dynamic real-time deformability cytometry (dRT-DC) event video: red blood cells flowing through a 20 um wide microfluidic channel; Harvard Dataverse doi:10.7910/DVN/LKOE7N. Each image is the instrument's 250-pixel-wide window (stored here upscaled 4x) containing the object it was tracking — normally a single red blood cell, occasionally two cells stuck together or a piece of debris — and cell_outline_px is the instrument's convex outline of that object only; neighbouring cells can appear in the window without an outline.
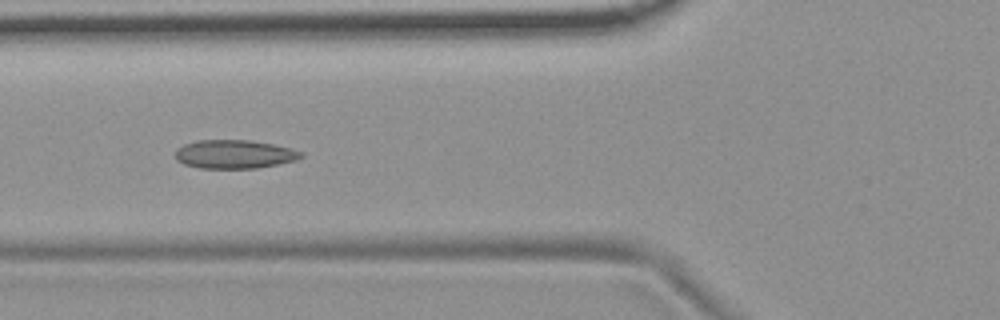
{"species": "common noctule bat (a hibernating species)", "species_latin": "Nyctalus noctula", "temperature_condition": "room temperature", "stored_images_in_passage": 17, "camera_frame_rate_fps": 3000, "um_per_image_px": 0.085, "animal": {"sex": "female", "body_mass_g": 19.9}, "frame": {"image": 1, "passage_image": 10, "time_ms": 3.0, "image_size_px": [1000, 320], "cell_outline_px": [[304, 156], [296, 160], [280, 164], [256, 168], [200, 168], [184, 164], [176, 160], [176, 148], [184, 144], [196, 140], [248, 140], [272, 144], [292, 148], [304, 152]], "centroid_in_image_um": [19.94, 13.11], "position_along_channel_um": 105.9, "area_um2": 21.1}}
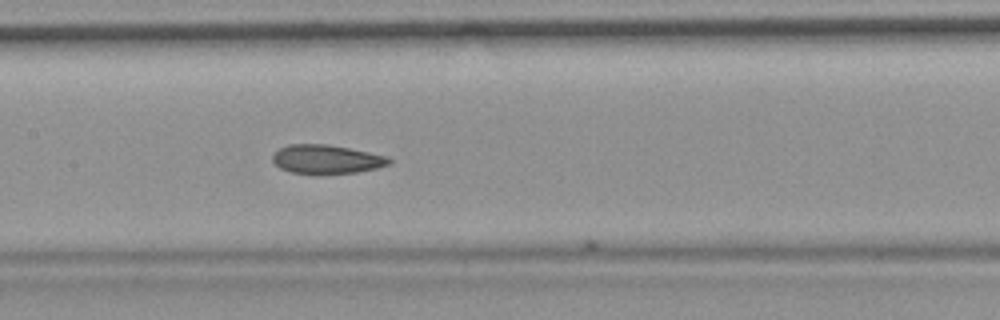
{"frame": {"image": 2, "passage_image": 16, "time_ms": 5.0, "image_size_px": [1000, 320], "cell_outline_px": [[392, 164], [376, 168], [356, 172], [316, 176], [292, 172], [280, 168], [272, 160], [272, 156], [280, 148], [288, 144], [328, 144], [388, 156], [392, 160]], "centroid_in_image_um": [27.76, 13.56], "position_along_channel_um": 179.6, "area_um2": 20.0}}